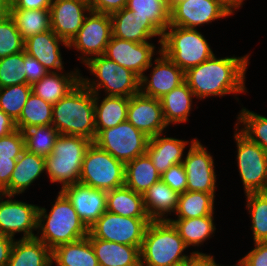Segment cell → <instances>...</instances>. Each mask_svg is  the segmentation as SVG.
I'll use <instances>...</instances> for the list:
<instances>
[{
  "label": "cell",
  "mask_w": 267,
  "mask_h": 266,
  "mask_svg": "<svg viewBox=\"0 0 267 266\" xmlns=\"http://www.w3.org/2000/svg\"><path fill=\"white\" fill-rule=\"evenodd\" d=\"M155 47L150 41L137 43L112 36L106 46L104 56L141 78L151 65L154 55H157Z\"/></svg>",
  "instance_id": "cell-17"
},
{
  "label": "cell",
  "mask_w": 267,
  "mask_h": 266,
  "mask_svg": "<svg viewBox=\"0 0 267 266\" xmlns=\"http://www.w3.org/2000/svg\"><path fill=\"white\" fill-rule=\"evenodd\" d=\"M45 171V158L26 149L16 161L10 183L2 190L4 194L17 195L25 192Z\"/></svg>",
  "instance_id": "cell-24"
},
{
  "label": "cell",
  "mask_w": 267,
  "mask_h": 266,
  "mask_svg": "<svg viewBox=\"0 0 267 266\" xmlns=\"http://www.w3.org/2000/svg\"><path fill=\"white\" fill-rule=\"evenodd\" d=\"M24 65H26V77L27 84L33 85L40 79H42L48 71L44 68V66L34 57L28 55L24 50Z\"/></svg>",
  "instance_id": "cell-48"
},
{
  "label": "cell",
  "mask_w": 267,
  "mask_h": 266,
  "mask_svg": "<svg viewBox=\"0 0 267 266\" xmlns=\"http://www.w3.org/2000/svg\"><path fill=\"white\" fill-rule=\"evenodd\" d=\"M79 69L65 72H48L42 79L34 83L32 92L47 103L54 105L65 97L81 81Z\"/></svg>",
  "instance_id": "cell-25"
},
{
  "label": "cell",
  "mask_w": 267,
  "mask_h": 266,
  "mask_svg": "<svg viewBox=\"0 0 267 266\" xmlns=\"http://www.w3.org/2000/svg\"><path fill=\"white\" fill-rule=\"evenodd\" d=\"M224 6H226L233 14L235 10H239L243 6L245 0H219Z\"/></svg>",
  "instance_id": "cell-56"
},
{
  "label": "cell",
  "mask_w": 267,
  "mask_h": 266,
  "mask_svg": "<svg viewBox=\"0 0 267 266\" xmlns=\"http://www.w3.org/2000/svg\"><path fill=\"white\" fill-rule=\"evenodd\" d=\"M214 258L206 253H193L185 261V266H221L222 264H217Z\"/></svg>",
  "instance_id": "cell-52"
},
{
  "label": "cell",
  "mask_w": 267,
  "mask_h": 266,
  "mask_svg": "<svg viewBox=\"0 0 267 266\" xmlns=\"http://www.w3.org/2000/svg\"><path fill=\"white\" fill-rule=\"evenodd\" d=\"M31 92L32 87L28 84L0 88V109L16 121Z\"/></svg>",
  "instance_id": "cell-42"
},
{
  "label": "cell",
  "mask_w": 267,
  "mask_h": 266,
  "mask_svg": "<svg viewBox=\"0 0 267 266\" xmlns=\"http://www.w3.org/2000/svg\"><path fill=\"white\" fill-rule=\"evenodd\" d=\"M169 221L176 228L187 247H199L215 234L214 214L188 219H172ZM214 233V234H213Z\"/></svg>",
  "instance_id": "cell-34"
},
{
  "label": "cell",
  "mask_w": 267,
  "mask_h": 266,
  "mask_svg": "<svg viewBox=\"0 0 267 266\" xmlns=\"http://www.w3.org/2000/svg\"><path fill=\"white\" fill-rule=\"evenodd\" d=\"M17 159L0 158V189L3 190L9 183L15 169Z\"/></svg>",
  "instance_id": "cell-51"
},
{
  "label": "cell",
  "mask_w": 267,
  "mask_h": 266,
  "mask_svg": "<svg viewBox=\"0 0 267 266\" xmlns=\"http://www.w3.org/2000/svg\"><path fill=\"white\" fill-rule=\"evenodd\" d=\"M10 16L24 41L30 36L51 30L50 9H10Z\"/></svg>",
  "instance_id": "cell-37"
},
{
  "label": "cell",
  "mask_w": 267,
  "mask_h": 266,
  "mask_svg": "<svg viewBox=\"0 0 267 266\" xmlns=\"http://www.w3.org/2000/svg\"><path fill=\"white\" fill-rule=\"evenodd\" d=\"M179 193L172 190L161 179L153 184L144 194L143 201L151 221H165L171 213H175Z\"/></svg>",
  "instance_id": "cell-26"
},
{
  "label": "cell",
  "mask_w": 267,
  "mask_h": 266,
  "mask_svg": "<svg viewBox=\"0 0 267 266\" xmlns=\"http://www.w3.org/2000/svg\"><path fill=\"white\" fill-rule=\"evenodd\" d=\"M128 0H88L91 11L111 15L126 7Z\"/></svg>",
  "instance_id": "cell-49"
},
{
  "label": "cell",
  "mask_w": 267,
  "mask_h": 266,
  "mask_svg": "<svg viewBox=\"0 0 267 266\" xmlns=\"http://www.w3.org/2000/svg\"><path fill=\"white\" fill-rule=\"evenodd\" d=\"M150 218L124 217L104 212L89 228V239H102L141 248Z\"/></svg>",
  "instance_id": "cell-11"
},
{
  "label": "cell",
  "mask_w": 267,
  "mask_h": 266,
  "mask_svg": "<svg viewBox=\"0 0 267 266\" xmlns=\"http://www.w3.org/2000/svg\"><path fill=\"white\" fill-rule=\"evenodd\" d=\"M79 182L106 191L124 186L125 163L92 142L82 162Z\"/></svg>",
  "instance_id": "cell-8"
},
{
  "label": "cell",
  "mask_w": 267,
  "mask_h": 266,
  "mask_svg": "<svg viewBox=\"0 0 267 266\" xmlns=\"http://www.w3.org/2000/svg\"><path fill=\"white\" fill-rule=\"evenodd\" d=\"M52 250L37 238L15 239L6 266H52Z\"/></svg>",
  "instance_id": "cell-28"
},
{
  "label": "cell",
  "mask_w": 267,
  "mask_h": 266,
  "mask_svg": "<svg viewBox=\"0 0 267 266\" xmlns=\"http://www.w3.org/2000/svg\"><path fill=\"white\" fill-rule=\"evenodd\" d=\"M11 0H0V22L10 16Z\"/></svg>",
  "instance_id": "cell-55"
},
{
  "label": "cell",
  "mask_w": 267,
  "mask_h": 266,
  "mask_svg": "<svg viewBox=\"0 0 267 266\" xmlns=\"http://www.w3.org/2000/svg\"><path fill=\"white\" fill-rule=\"evenodd\" d=\"M134 16L149 19L163 34L170 25V3L168 0H128L126 7Z\"/></svg>",
  "instance_id": "cell-35"
},
{
  "label": "cell",
  "mask_w": 267,
  "mask_h": 266,
  "mask_svg": "<svg viewBox=\"0 0 267 266\" xmlns=\"http://www.w3.org/2000/svg\"><path fill=\"white\" fill-rule=\"evenodd\" d=\"M16 129L15 120L0 109V137L7 136Z\"/></svg>",
  "instance_id": "cell-54"
},
{
  "label": "cell",
  "mask_w": 267,
  "mask_h": 266,
  "mask_svg": "<svg viewBox=\"0 0 267 266\" xmlns=\"http://www.w3.org/2000/svg\"><path fill=\"white\" fill-rule=\"evenodd\" d=\"M173 1H175V0H168V2L171 4Z\"/></svg>",
  "instance_id": "cell-58"
},
{
  "label": "cell",
  "mask_w": 267,
  "mask_h": 266,
  "mask_svg": "<svg viewBox=\"0 0 267 266\" xmlns=\"http://www.w3.org/2000/svg\"><path fill=\"white\" fill-rule=\"evenodd\" d=\"M36 238L51 250L59 245L87 237L89 229L79 218L76 210L60 191L47 214L45 207H38Z\"/></svg>",
  "instance_id": "cell-2"
},
{
  "label": "cell",
  "mask_w": 267,
  "mask_h": 266,
  "mask_svg": "<svg viewBox=\"0 0 267 266\" xmlns=\"http://www.w3.org/2000/svg\"><path fill=\"white\" fill-rule=\"evenodd\" d=\"M157 58H154L153 63L147 68L151 76L143 75L140 78V92L143 95L160 99L172 89L177 88L185 82V72L174 62H172L158 47Z\"/></svg>",
  "instance_id": "cell-16"
},
{
  "label": "cell",
  "mask_w": 267,
  "mask_h": 266,
  "mask_svg": "<svg viewBox=\"0 0 267 266\" xmlns=\"http://www.w3.org/2000/svg\"><path fill=\"white\" fill-rule=\"evenodd\" d=\"M107 211L124 217L149 218L143 195L125 185L107 191Z\"/></svg>",
  "instance_id": "cell-33"
},
{
  "label": "cell",
  "mask_w": 267,
  "mask_h": 266,
  "mask_svg": "<svg viewBox=\"0 0 267 266\" xmlns=\"http://www.w3.org/2000/svg\"><path fill=\"white\" fill-rule=\"evenodd\" d=\"M60 191L70 201L88 229L107 211L106 190L77 182L63 187Z\"/></svg>",
  "instance_id": "cell-19"
},
{
  "label": "cell",
  "mask_w": 267,
  "mask_h": 266,
  "mask_svg": "<svg viewBox=\"0 0 267 266\" xmlns=\"http://www.w3.org/2000/svg\"><path fill=\"white\" fill-rule=\"evenodd\" d=\"M13 197L4 193L0 196V234L15 238L16 233L22 232V239L36 238L39 206Z\"/></svg>",
  "instance_id": "cell-14"
},
{
  "label": "cell",
  "mask_w": 267,
  "mask_h": 266,
  "mask_svg": "<svg viewBox=\"0 0 267 266\" xmlns=\"http://www.w3.org/2000/svg\"><path fill=\"white\" fill-rule=\"evenodd\" d=\"M100 98V94H94L96 134L127 121L129 105V97L105 96L99 100Z\"/></svg>",
  "instance_id": "cell-31"
},
{
  "label": "cell",
  "mask_w": 267,
  "mask_h": 266,
  "mask_svg": "<svg viewBox=\"0 0 267 266\" xmlns=\"http://www.w3.org/2000/svg\"><path fill=\"white\" fill-rule=\"evenodd\" d=\"M215 194L185 191L179 195L175 219L204 217L214 214Z\"/></svg>",
  "instance_id": "cell-36"
},
{
  "label": "cell",
  "mask_w": 267,
  "mask_h": 266,
  "mask_svg": "<svg viewBox=\"0 0 267 266\" xmlns=\"http://www.w3.org/2000/svg\"><path fill=\"white\" fill-rule=\"evenodd\" d=\"M15 238L0 234V266H6L10 259Z\"/></svg>",
  "instance_id": "cell-53"
},
{
  "label": "cell",
  "mask_w": 267,
  "mask_h": 266,
  "mask_svg": "<svg viewBox=\"0 0 267 266\" xmlns=\"http://www.w3.org/2000/svg\"><path fill=\"white\" fill-rule=\"evenodd\" d=\"M182 164L187 174V191L216 193L217 175L213 155L200 140L190 144Z\"/></svg>",
  "instance_id": "cell-15"
},
{
  "label": "cell",
  "mask_w": 267,
  "mask_h": 266,
  "mask_svg": "<svg viewBox=\"0 0 267 266\" xmlns=\"http://www.w3.org/2000/svg\"><path fill=\"white\" fill-rule=\"evenodd\" d=\"M127 121L149 138L164 133L168 127L160 100L141 92L129 98Z\"/></svg>",
  "instance_id": "cell-18"
},
{
  "label": "cell",
  "mask_w": 267,
  "mask_h": 266,
  "mask_svg": "<svg viewBox=\"0 0 267 266\" xmlns=\"http://www.w3.org/2000/svg\"><path fill=\"white\" fill-rule=\"evenodd\" d=\"M112 37V23L109 14L90 11L82 27L68 43V48H75L85 64L95 56L104 55L107 44Z\"/></svg>",
  "instance_id": "cell-12"
},
{
  "label": "cell",
  "mask_w": 267,
  "mask_h": 266,
  "mask_svg": "<svg viewBox=\"0 0 267 266\" xmlns=\"http://www.w3.org/2000/svg\"><path fill=\"white\" fill-rule=\"evenodd\" d=\"M25 149L24 136L16 129L7 136L0 137V158L18 159Z\"/></svg>",
  "instance_id": "cell-45"
},
{
  "label": "cell",
  "mask_w": 267,
  "mask_h": 266,
  "mask_svg": "<svg viewBox=\"0 0 267 266\" xmlns=\"http://www.w3.org/2000/svg\"><path fill=\"white\" fill-rule=\"evenodd\" d=\"M160 47L184 72L214 55L210 44L198 29L173 25L164 31Z\"/></svg>",
  "instance_id": "cell-7"
},
{
  "label": "cell",
  "mask_w": 267,
  "mask_h": 266,
  "mask_svg": "<svg viewBox=\"0 0 267 266\" xmlns=\"http://www.w3.org/2000/svg\"><path fill=\"white\" fill-rule=\"evenodd\" d=\"M52 0H11L10 9H50Z\"/></svg>",
  "instance_id": "cell-50"
},
{
  "label": "cell",
  "mask_w": 267,
  "mask_h": 266,
  "mask_svg": "<svg viewBox=\"0 0 267 266\" xmlns=\"http://www.w3.org/2000/svg\"><path fill=\"white\" fill-rule=\"evenodd\" d=\"M194 97V93L184 82L159 99L168 127L170 124L176 125L189 120Z\"/></svg>",
  "instance_id": "cell-30"
},
{
  "label": "cell",
  "mask_w": 267,
  "mask_h": 266,
  "mask_svg": "<svg viewBox=\"0 0 267 266\" xmlns=\"http://www.w3.org/2000/svg\"><path fill=\"white\" fill-rule=\"evenodd\" d=\"M246 209L251 216L253 242H267V194L265 192L246 193Z\"/></svg>",
  "instance_id": "cell-40"
},
{
  "label": "cell",
  "mask_w": 267,
  "mask_h": 266,
  "mask_svg": "<svg viewBox=\"0 0 267 266\" xmlns=\"http://www.w3.org/2000/svg\"><path fill=\"white\" fill-rule=\"evenodd\" d=\"M264 192L267 194V185H266V188H265Z\"/></svg>",
  "instance_id": "cell-59"
},
{
  "label": "cell",
  "mask_w": 267,
  "mask_h": 266,
  "mask_svg": "<svg viewBox=\"0 0 267 266\" xmlns=\"http://www.w3.org/2000/svg\"><path fill=\"white\" fill-rule=\"evenodd\" d=\"M51 261L52 266H99L89 236L57 246L52 250Z\"/></svg>",
  "instance_id": "cell-29"
},
{
  "label": "cell",
  "mask_w": 267,
  "mask_h": 266,
  "mask_svg": "<svg viewBox=\"0 0 267 266\" xmlns=\"http://www.w3.org/2000/svg\"><path fill=\"white\" fill-rule=\"evenodd\" d=\"M90 11L88 0H52L51 30L69 43L82 27Z\"/></svg>",
  "instance_id": "cell-20"
},
{
  "label": "cell",
  "mask_w": 267,
  "mask_h": 266,
  "mask_svg": "<svg viewBox=\"0 0 267 266\" xmlns=\"http://www.w3.org/2000/svg\"><path fill=\"white\" fill-rule=\"evenodd\" d=\"M25 149L46 158L53 152L59 132L53 125L33 126L22 131Z\"/></svg>",
  "instance_id": "cell-39"
},
{
  "label": "cell",
  "mask_w": 267,
  "mask_h": 266,
  "mask_svg": "<svg viewBox=\"0 0 267 266\" xmlns=\"http://www.w3.org/2000/svg\"><path fill=\"white\" fill-rule=\"evenodd\" d=\"M160 179L179 194L187 191V174L182 163L172 165Z\"/></svg>",
  "instance_id": "cell-46"
},
{
  "label": "cell",
  "mask_w": 267,
  "mask_h": 266,
  "mask_svg": "<svg viewBox=\"0 0 267 266\" xmlns=\"http://www.w3.org/2000/svg\"><path fill=\"white\" fill-rule=\"evenodd\" d=\"M254 247L237 261L241 266H267V242H256Z\"/></svg>",
  "instance_id": "cell-47"
},
{
  "label": "cell",
  "mask_w": 267,
  "mask_h": 266,
  "mask_svg": "<svg viewBox=\"0 0 267 266\" xmlns=\"http://www.w3.org/2000/svg\"><path fill=\"white\" fill-rule=\"evenodd\" d=\"M24 50L0 59V88L27 84Z\"/></svg>",
  "instance_id": "cell-43"
},
{
  "label": "cell",
  "mask_w": 267,
  "mask_h": 266,
  "mask_svg": "<svg viewBox=\"0 0 267 266\" xmlns=\"http://www.w3.org/2000/svg\"><path fill=\"white\" fill-rule=\"evenodd\" d=\"M149 139L130 122L125 121L115 127L99 131L93 143L115 159L127 163L146 153Z\"/></svg>",
  "instance_id": "cell-10"
},
{
  "label": "cell",
  "mask_w": 267,
  "mask_h": 266,
  "mask_svg": "<svg viewBox=\"0 0 267 266\" xmlns=\"http://www.w3.org/2000/svg\"><path fill=\"white\" fill-rule=\"evenodd\" d=\"M234 15L219 0H175L170 4V25L197 29Z\"/></svg>",
  "instance_id": "cell-13"
},
{
  "label": "cell",
  "mask_w": 267,
  "mask_h": 266,
  "mask_svg": "<svg viewBox=\"0 0 267 266\" xmlns=\"http://www.w3.org/2000/svg\"><path fill=\"white\" fill-rule=\"evenodd\" d=\"M250 54L217 58L215 54L185 72V82L197 99L246 93L245 74Z\"/></svg>",
  "instance_id": "cell-1"
},
{
  "label": "cell",
  "mask_w": 267,
  "mask_h": 266,
  "mask_svg": "<svg viewBox=\"0 0 267 266\" xmlns=\"http://www.w3.org/2000/svg\"><path fill=\"white\" fill-rule=\"evenodd\" d=\"M99 266H139L140 248L102 239H89Z\"/></svg>",
  "instance_id": "cell-27"
},
{
  "label": "cell",
  "mask_w": 267,
  "mask_h": 266,
  "mask_svg": "<svg viewBox=\"0 0 267 266\" xmlns=\"http://www.w3.org/2000/svg\"><path fill=\"white\" fill-rule=\"evenodd\" d=\"M221 266H224V265H221ZM228 266H229V265H228ZM230 266H241V265L238 263V264L230 265Z\"/></svg>",
  "instance_id": "cell-57"
},
{
  "label": "cell",
  "mask_w": 267,
  "mask_h": 266,
  "mask_svg": "<svg viewBox=\"0 0 267 266\" xmlns=\"http://www.w3.org/2000/svg\"><path fill=\"white\" fill-rule=\"evenodd\" d=\"M196 140L195 137L189 142L188 140L164 137L161 133L149 139L146 153L161 176L172 165L183 162L185 157L183 153L187 144H193Z\"/></svg>",
  "instance_id": "cell-23"
},
{
  "label": "cell",
  "mask_w": 267,
  "mask_h": 266,
  "mask_svg": "<svg viewBox=\"0 0 267 266\" xmlns=\"http://www.w3.org/2000/svg\"><path fill=\"white\" fill-rule=\"evenodd\" d=\"M161 176L147 153L125 163V186L136 193L144 194Z\"/></svg>",
  "instance_id": "cell-32"
},
{
  "label": "cell",
  "mask_w": 267,
  "mask_h": 266,
  "mask_svg": "<svg viewBox=\"0 0 267 266\" xmlns=\"http://www.w3.org/2000/svg\"><path fill=\"white\" fill-rule=\"evenodd\" d=\"M52 112L53 105L31 92L21 115L15 121L16 128L23 131L33 126L51 125Z\"/></svg>",
  "instance_id": "cell-38"
},
{
  "label": "cell",
  "mask_w": 267,
  "mask_h": 266,
  "mask_svg": "<svg viewBox=\"0 0 267 266\" xmlns=\"http://www.w3.org/2000/svg\"><path fill=\"white\" fill-rule=\"evenodd\" d=\"M110 18L112 36L137 43L148 42L151 38L158 36V43L161 44L163 34L149 19L134 16L127 8L112 13Z\"/></svg>",
  "instance_id": "cell-22"
},
{
  "label": "cell",
  "mask_w": 267,
  "mask_h": 266,
  "mask_svg": "<svg viewBox=\"0 0 267 266\" xmlns=\"http://www.w3.org/2000/svg\"><path fill=\"white\" fill-rule=\"evenodd\" d=\"M61 44L68 48V42L49 30L27 38L24 41V50L37 59L48 72H60L64 70Z\"/></svg>",
  "instance_id": "cell-21"
},
{
  "label": "cell",
  "mask_w": 267,
  "mask_h": 266,
  "mask_svg": "<svg viewBox=\"0 0 267 266\" xmlns=\"http://www.w3.org/2000/svg\"><path fill=\"white\" fill-rule=\"evenodd\" d=\"M237 116L235 125L239 130L267 152V117L246 108H242Z\"/></svg>",
  "instance_id": "cell-41"
},
{
  "label": "cell",
  "mask_w": 267,
  "mask_h": 266,
  "mask_svg": "<svg viewBox=\"0 0 267 266\" xmlns=\"http://www.w3.org/2000/svg\"><path fill=\"white\" fill-rule=\"evenodd\" d=\"M84 65L97 79L90 80L81 74L80 81L94 94H99L100 89H104L106 96L130 98L140 92V78L104 55L92 57Z\"/></svg>",
  "instance_id": "cell-6"
},
{
  "label": "cell",
  "mask_w": 267,
  "mask_h": 266,
  "mask_svg": "<svg viewBox=\"0 0 267 266\" xmlns=\"http://www.w3.org/2000/svg\"><path fill=\"white\" fill-rule=\"evenodd\" d=\"M236 161L244 193L264 192L267 185V152L235 125Z\"/></svg>",
  "instance_id": "cell-9"
},
{
  "label": "cell",
  "mask_w": 267,
  "mask_h": 266,
  "mask_svg": "<svg viewBox=\"0 0 267 266\" xmlns=\"http://www.w3.org/2000/svg\"><path fill=\"white\" fill-rule=\"evenodd\" d=\"M59 134L96 137L94 93L81 82L53 105L52 124Z\"/></svg>",
  "instance_id": "cell-3"
},
{
  "label": "cell",
  "mask_w": 267,
  "mask_h": 266,
  "mask_svg": "<svg viewBox=\"0 0 267 266\" xmlns=\"http://www.w3.org/2000/svg\"><path fill=\"white\" fill-rule=\"evenodd\" d=\"M92 141L86 137L62 135L56 139L53 152L45 158V175L61 189L79 182L82 162Z\"/></svg>",
  "instance_id": "cell-5"
},
{
  "label": "cell",
  "mask_w": 267,
  "mask_h": 266,
  "mask_svg": "<svg viewBox=\"0 0 267 266\" xmlns=\"http://www.w3.org/2000/svg\"><path fill=\"white\" fill-rule=\"evenodd\" d=\"M187 245L169 220L151 221L145 231L140 248L142 266H179L193 253L184 254Z\"/></svg>",
  "instance_id": "cell-4"
},
{
  "label": "cell",
  "mask_w": 267,
  "mask_h": 266,
  "mask_svg": "<svg viewBox=\"0 0 267 266\" xmlns=\"http://www.w3.org/2000/svg\"><path fill=\"white\" fill-rule=\"evenodd\" d=\"M24 50V40L11 16L0 22V59Z\"/></svg>",
  "instance_id": "cell-44"
}]
</instances>
